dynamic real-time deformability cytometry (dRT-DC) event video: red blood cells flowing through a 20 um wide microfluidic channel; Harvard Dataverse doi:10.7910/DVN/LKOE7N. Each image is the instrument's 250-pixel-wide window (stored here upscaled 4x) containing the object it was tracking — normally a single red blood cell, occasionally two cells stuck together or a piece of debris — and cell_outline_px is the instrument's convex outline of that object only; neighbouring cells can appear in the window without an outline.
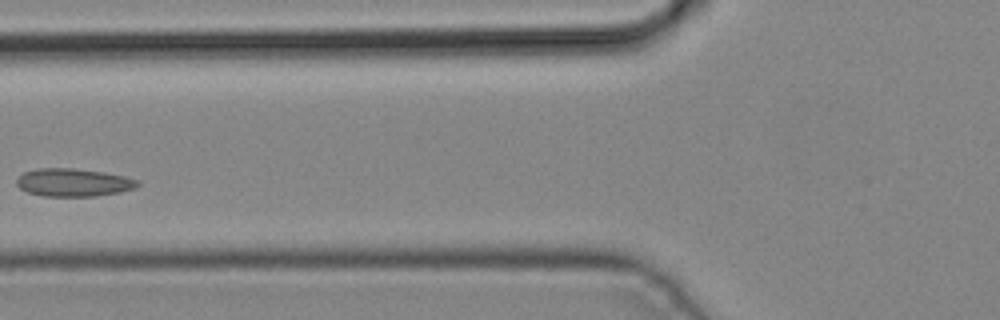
{"species": "common noctule bat (a hibernating species)", "species_latin": "Nyctalus noctula", "temperature_condition": "cold", "stored_images_in_passage": 4, "camera_frame_rate_fps": 3000, "um_per_image_px": 0.085, "animal": {"sex": "male", "body_mass_g": 19.2, "forearm_length_mm": 51.8}, "frame": {"image": 1, "passage_image": 4, "time_ms": 1.0, "image_size_px": [1000, 320], "cell_outline_px": [[140, 184], [136, 188], [120, 192], [96, 196], [44, 196], [28, 192], [20, 188], [16, 184], [16, 180], [24, 172], [36, 168], [72, 168], [104, 172], [124, 176], [140, 180]], "centroid_in_image_um": [6.27, 15.51], "position_along_channel_um": 119.5, "area_um2": 19.77}}